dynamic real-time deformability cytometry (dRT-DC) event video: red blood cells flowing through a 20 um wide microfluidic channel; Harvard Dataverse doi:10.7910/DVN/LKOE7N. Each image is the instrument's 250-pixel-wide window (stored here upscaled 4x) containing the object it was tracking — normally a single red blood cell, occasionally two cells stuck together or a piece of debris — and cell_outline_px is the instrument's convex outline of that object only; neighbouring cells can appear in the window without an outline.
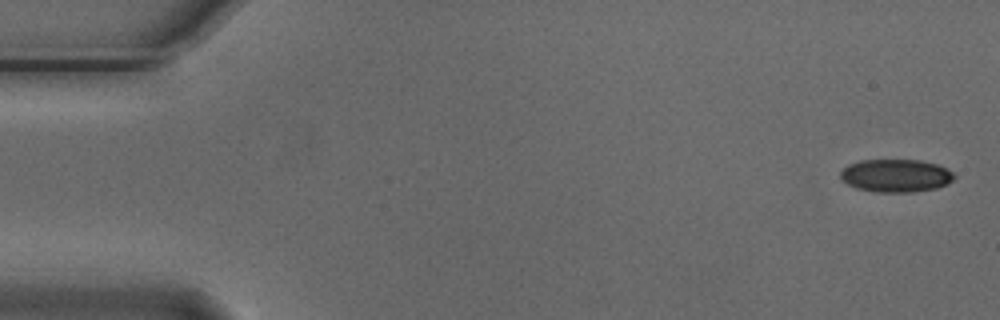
{"species": "Egyptian fruit bat (a non-hibernating species)", "species_latin": "Rousettus aegyptiacus", "temperature_condition": "cold", "stored_images_in_passage": 5, "camera_frame_rate_fps": 3000, "um_per_image_px": 0.085, "animal": {"sex": "male"}, "frame": {"image": 1, "passage_image": 1, "time_ms": 0.0, "image_size_px": [1000, 320], "cell_outline_px": [[956, 176], [948, 184], [936, 188], [916, 192], [876, 192], [856, 188], [840, 180], [840, 172], [848, 164], [860, 160], [920, 160], [940, 164], [948, 168]], "centroid_in_image_um": [76.16, 14.92], "position_along_channel_um": 8.8, "area_um2": 22.14}}
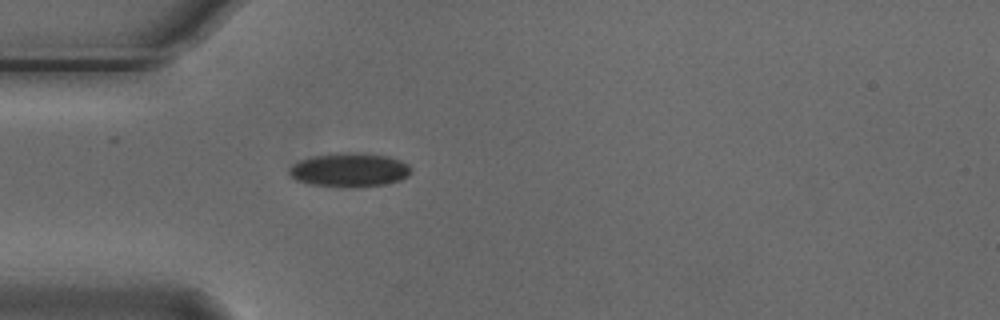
{"frame": {"image": 2, "passage_image": 5, "time_ms": 1.333, "image_size_px": [1000, 320], "cell_outline_px": [[412, 172], [408, 176], [400, 180], [384, 184], [360, 188], [340, 188], [308, 184], [296, 180], [288, 172], [288, 168], [292, 164], [300, 160], [312, 156], [332, 152], [360, 152], [388, 156], [400, 160], [408, 164], [412, 168]], "centroid_in_image_um": [29.69, 14.45], "position_along_channel_um": 55.3, "area_um2": 24.85}}